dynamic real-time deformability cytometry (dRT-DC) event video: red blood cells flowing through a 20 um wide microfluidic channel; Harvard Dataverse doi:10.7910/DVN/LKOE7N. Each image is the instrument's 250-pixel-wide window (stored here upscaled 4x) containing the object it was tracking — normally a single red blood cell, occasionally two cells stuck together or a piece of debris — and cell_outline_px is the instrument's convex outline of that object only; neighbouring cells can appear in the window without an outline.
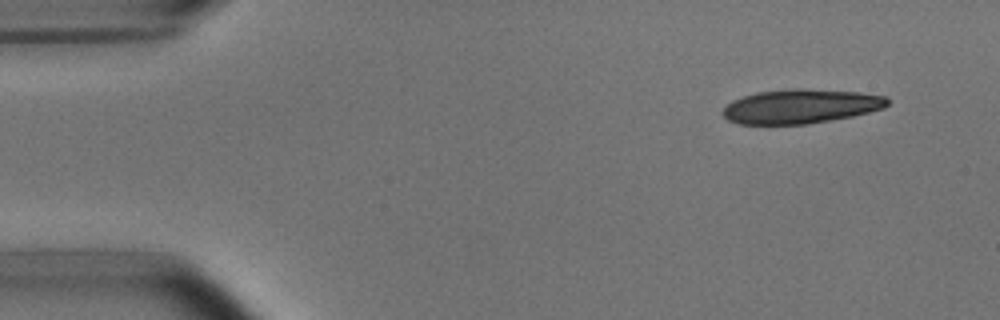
{"species": "common noctule bat (a hibernating species)", "species_latin": "Nyctalus noctula", "temperature_condition": "room temperature", "stored_images_in_passage": 6, "camera_frame_rate_fps": 3000, "um_per_image_px": 0.085, "animal": {"sex": "male", "body_mass_g": 15.6}, "frame": {"image": 1, "passage_image": 2, "time_ms": 1.0, "image_size_px": [1000, 320], "cell_outline_px": [[888, 104], [884, 108], [852, 116], [804, 124], [740, 124], [728, 120], [720, 112], [732, 100], [756, 92], [792, 88], [800, 88], [856, 92], [884, 96], [888, 100]], "centroid_in_image_um": [68.01, 9.03], "position_along_channel_um": 17.0, "area_um2": 32.6}}